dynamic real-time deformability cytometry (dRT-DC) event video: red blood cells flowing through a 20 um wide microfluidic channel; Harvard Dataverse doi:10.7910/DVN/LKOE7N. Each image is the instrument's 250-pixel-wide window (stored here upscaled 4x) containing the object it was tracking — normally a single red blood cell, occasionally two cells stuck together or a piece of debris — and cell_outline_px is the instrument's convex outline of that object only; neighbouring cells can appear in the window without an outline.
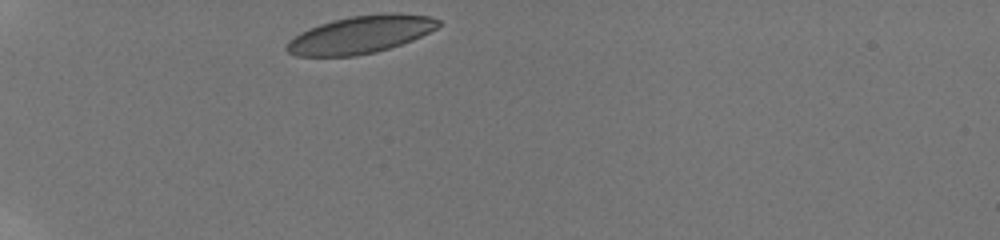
{"species": "human", "species_latin": "Homo sapiens", "temperature_condition": "room temperature", "stored_images_in_passage": 34, "camera_frame_rate_fps": 3000, "um_per_image_px": 0.085, "donor": {"sex": "male"}, "frame": {"image": 1, "passage_image": 1, "time_ms": 0.0, "image_size_px": [1000, 240], "cell_outline_px": [[440, 24], [436, 28], [412, 40], [376, 52], [356, 56], [296, 56], [288, 52], [284, 48], [288, 40], [300, 32], [308, 28], [332, 20], [352, 16], [384, 12], [396, 12], [432, 16], [440, 20]], "centroid_in_image_um": [30.63, 2.93], "position_along_channel_um": 54.4, "area_um2": 33.41}}
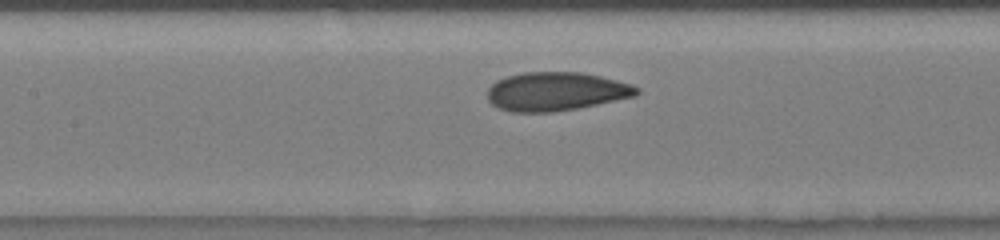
{"frame": {"image": 2, "passage_image": 18, "time_ms": 3.667, "image_size_px": [1000, 240], "cell_outline_px": [[640, 92], [636, 96], [576, 108], [552, 112], [512, 112], [500, 108], [492, 104], [488, 100], [488, 88], [496, 80], [508, 76], [524, 72], [580, 72], [600, 76], [632, 84], [640, 88]], "centroid_in_image_um": [47.27, 7.77], "position_along_channel_um": 160.1, "area_um2": 33.52}}
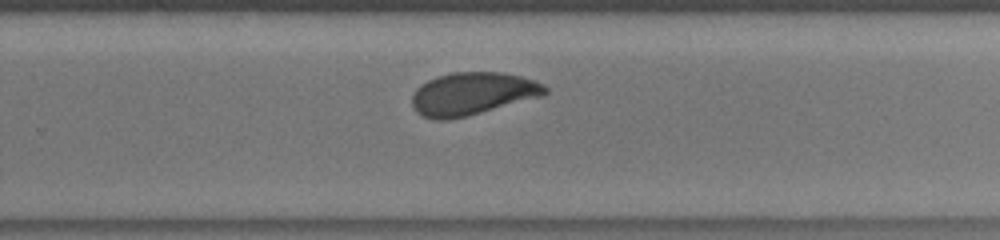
{"frame": {"image": 3, "passage_image": 34, "time_ms": 7.0, "image_size_px": [1000, 240], "cell_outline_px": [[548, 92], [544, 96], [464, 116], [444, 120], [432, 120], [416, 112], [412, 104], [412, 96], [416, 88], [420, 84], [428, 80], [452, 72], [500, 72], [520, 76], [536, 80], [544, 84], [548, 88]], "centroid_in_image_um": [40.17, 7.96], "position_along_channel_um": 289.6, "area_um2": 33.0}}